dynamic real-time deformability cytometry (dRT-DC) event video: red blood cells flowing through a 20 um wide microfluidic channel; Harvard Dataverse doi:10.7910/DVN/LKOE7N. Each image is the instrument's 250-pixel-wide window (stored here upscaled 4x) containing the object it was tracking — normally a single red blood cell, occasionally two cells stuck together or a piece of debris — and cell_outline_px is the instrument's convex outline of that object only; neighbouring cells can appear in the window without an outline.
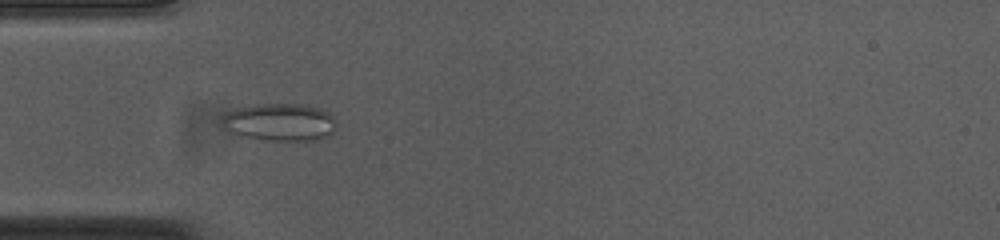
{"species": "common noctule bat (a hibernating species)", "species_latin": "Nyctalus noctula", "temperature_condition": "cold", "stored_images_in_passage": 40, "camera_frame_rate_fps": 3000, "um_per_image_px": 0.085, "animal": {"sex": "female", "body_mass_g": 23.0, "forearm_length_mm": 53.4}, "frame": {"image": 1, "passage_image": 3, "time_ms": 0.667, "image_size_px": [1000, 240], "cell_outline_px": [[332, 132], [328, 136], [316, 140], [264, 140], [244, 136], [232, 132], [220, 120], [228, 112], [240, 108], [256, 104], [304, 104], [320, 108], [328, 112], [332, 116]], "centroid_in_image_um": [23.79, 10.38], "position_along_channel_um": 61.2, "area_um2": 24.45}}
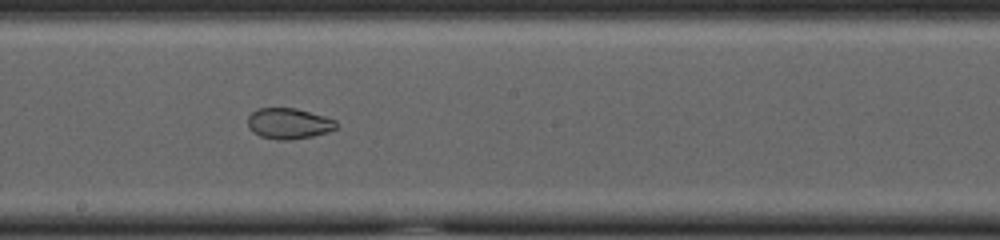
{"frame": {"image": 2, "passage_image": 16, "time_ms": 5.0, "image_size_px": [1000, 240], "cell_outline_px": [[336, 128], [328, 132], [312, 136], [292, 140], [276, 140], [260, 136], [252, 132], [248, 128], [248, 116], [256, 108], [296, 108], [324, 116], [336, 120]], "centroid_in_image_um": [24.51, 10.5], "position_along_channel_um": 223.7, "area_um2": 16.01}}
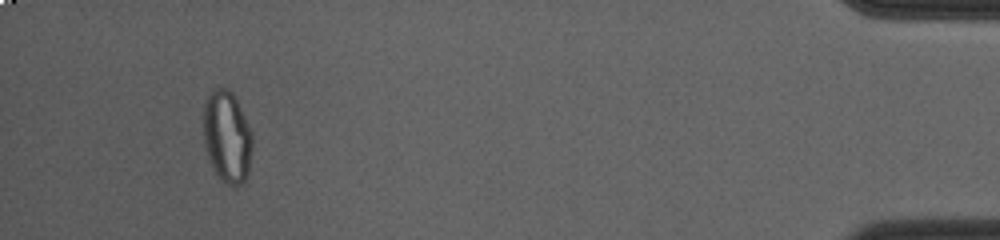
{"frame": {"image": 3, "passage_image": 37, "time_ms": 12.0, "image_size_px": [1000, 240], "cell_outline_px": [[252, 148], [248, 172], [244, 184], [228, 184], [220, 180], [208, 156], [204, 140], [200, 120], [204, 104], [208, 96], [216, 88], [228, 88], [236, 96], [252, 132]], "centroid_in_image_um": [19.28, 11.58], "position_along_channel_um": 415.9, "area_um2": 26.59}, "authors_computed_cell_mechanics": {"area_um2": 20.9814, "velocity_mm_per_s": 3.7696, "shape_relaxation_time_tau1_ms": null, "shape_relaxation_time_tau2_ms": 1.443, "deformation_change_tau1": null, "deformation_change_tau2": 0.0513}}